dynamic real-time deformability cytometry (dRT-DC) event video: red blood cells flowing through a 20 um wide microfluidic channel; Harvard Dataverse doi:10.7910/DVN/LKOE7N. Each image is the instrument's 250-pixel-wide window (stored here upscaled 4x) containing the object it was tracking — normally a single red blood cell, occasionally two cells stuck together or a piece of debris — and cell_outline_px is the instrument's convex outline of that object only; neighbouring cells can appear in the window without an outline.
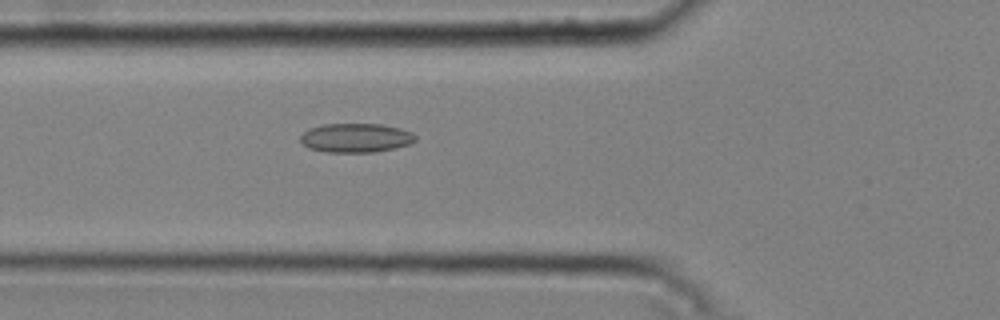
{"species": "common noctule bat (a hibernating species)", "species_latin": "Nyctalus noctula", "temperature_condition": "cold", "stored_images_in_passage": 48, "camera_frame_rate_fps": 3000, "um_per_image_px": 0.085, "animal": {"sex": "male", "body_mass_g": 20.4}, "frame": {"image": 1, "passage_image": 19, "time_ms": 6.0, "image_size_px": [1000, 320], "cell_outline_px": [[416, 140], [408, 144], [396, 148], [376, 152], [324, 152], [308, 148], [300, 140], [300, 136], [308, 128], [324, 124], [380, 124], [400, 128], [412, 132], [416, 136]], "centroid_in_image_um": [30.24, 11.72], "position_along_channel_um": 95.6, "area_um2": 19.59}}
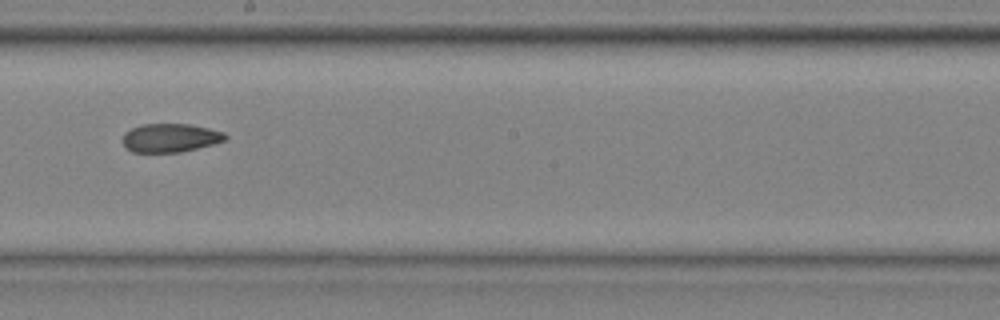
{"frame": {"image": 2, "passage_image": 30, "time_ms": 9.667, "image_size_px": [1000, 320], "cell_outline_px": [[228, 136], [224, 140], [212, 144], [180, 152], [132, 152], [124, 144], [124, 132], [132, 128], [144, 124], [188, 124], [208, 128], [224, 132]], "centroid_in_image_um": [14.48, 11.71], "position_along_channel_um": 233.7, "area_um2": 16.82}}
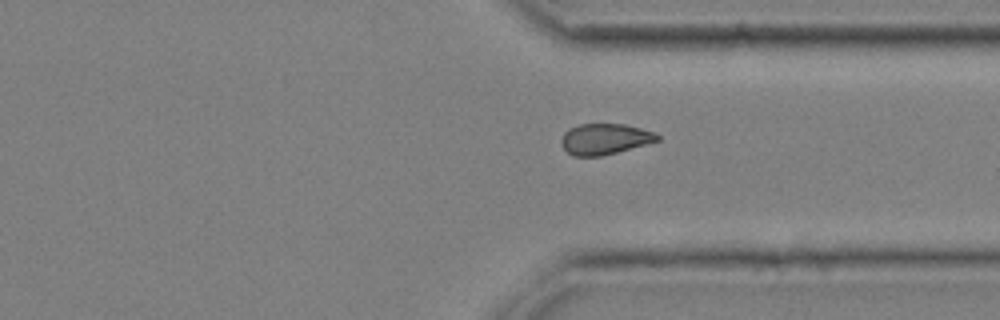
{"frame": {"image": 3, "passage_image": 40, "time_ms": 13.0, "image_size_px": [1000, 320], "cell_outline_px": [[660, 140], [648, 144], [600, 156], [572, 156], [564, 148], [560, 140], [564, 132], [568, 128], [580, 124], [624, 124], [656, 132], [660, 136]], "centroid_in_image_um": [51.42, 11.81], "position_along_channel_um": 360.0, "area_um2": 17.34}, "authors_computed_cell_mechanics": {"area_um2": 18.1492, "velocity_mm_per_s": 3.7664, "shape_relaxation_time_tau1_ms": null, "shape_relaxation_time_tau2_ms": 6.0027, "deformation_change_tau1": null, "deformation_change_tau2": 0.107}}